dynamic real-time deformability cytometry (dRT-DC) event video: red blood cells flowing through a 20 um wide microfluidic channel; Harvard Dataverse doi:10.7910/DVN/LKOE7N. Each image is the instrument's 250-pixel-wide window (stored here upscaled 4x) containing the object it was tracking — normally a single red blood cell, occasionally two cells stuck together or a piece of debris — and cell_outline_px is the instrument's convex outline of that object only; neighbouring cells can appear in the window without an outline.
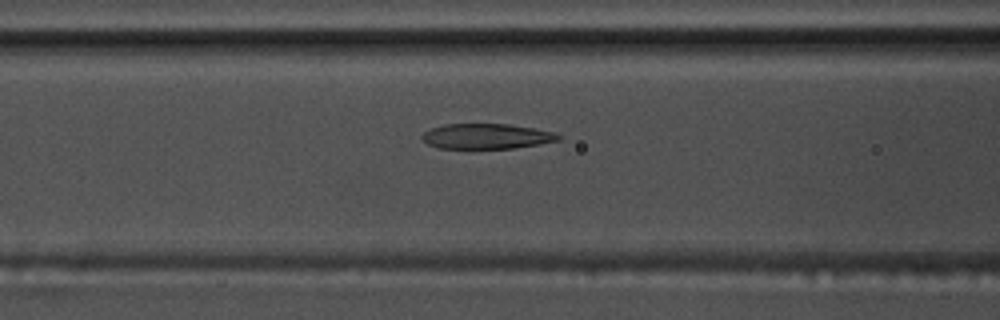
{"species": "common noctule bat (a hibernating species)", "species_latin": "Nyctalus noctula", "temperature_condition": "warm", "stored_images_in_passage": 54, "camera_frame_rate_fps": 3000, "um_per_image_px": 0.085, "animal": {"sex": "male", "body_mass_g": 17.5, "forearm_length_mm": 52.3}, "frame": {"image": 1, "passage_image": 22, "time_ms": 7.0, "image_size_px": [1000, 320], "cell_outline_px": [[564, 136], [560, 140], [512, 148], [440, 148], [428, 144], [420, 136], [424, 132], [432, 128], [444, 124], [508, 124], [536, 128], [552, 132]], "centroid_in_image_um": [41.37, 11.57], "position_along_channel_um": 125.2, "area_um2": 19.88}}
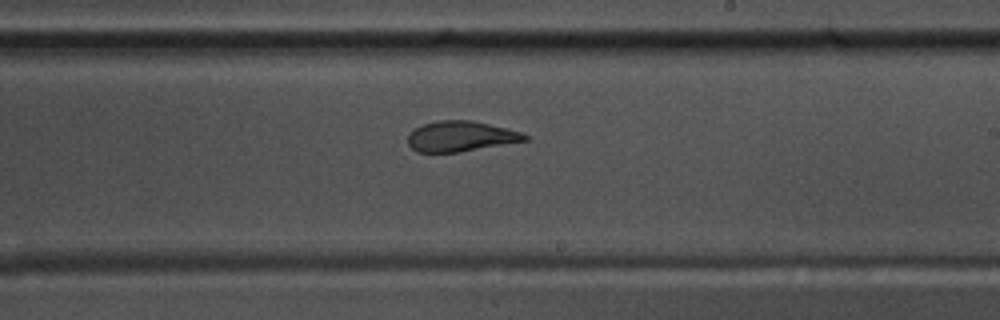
{"frame": {"image": 2, "passage_image": 32, "time_ms": 10.333, "image_size_px": [1000, 320], "cell_outline_px": [[528, 140], [456, 152], [416, 152], [408, 144], [408, 132], [420, 124], [440, 120], [472, 120], [520, 132], [528, 136]], "centroid_in_image_um": [39.08, 11.58], "position_along_channel_um": 249.9, "area_um2": 20.52}}
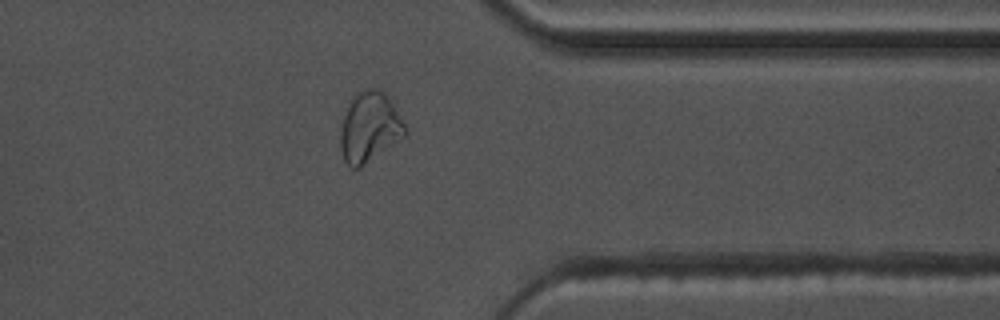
{"frame": {"image": 3, "passage_image": 43, "time_ms": 14.0, "image_size_px": [1000, 320], "cell_outline_px": [[408, 136], [360, 168], [352, 168], [344, 160], [340, 148], [340, 132], [344, 116], [348, 104], [352, 96], [356, 92], [364, 88], [376, 88], [384, 92], [392, 104], [404, 124], [408, 132]], "centroid_in_image_um": [31.42, 10.83], "position_along_channel_um": 380.0, "area_um2": 26.7}, "authors_computed_cell_mechanics": {"area_um2": 22.8599, "velocity_mm_per_s": 3.752, "shape_relaxation_time_tau1_ms": null, "shape_relaxation_time_tau2_ms": 1.9405, "deformation_change_tau1": null, "deformation_change_tau2": 0.0927}}